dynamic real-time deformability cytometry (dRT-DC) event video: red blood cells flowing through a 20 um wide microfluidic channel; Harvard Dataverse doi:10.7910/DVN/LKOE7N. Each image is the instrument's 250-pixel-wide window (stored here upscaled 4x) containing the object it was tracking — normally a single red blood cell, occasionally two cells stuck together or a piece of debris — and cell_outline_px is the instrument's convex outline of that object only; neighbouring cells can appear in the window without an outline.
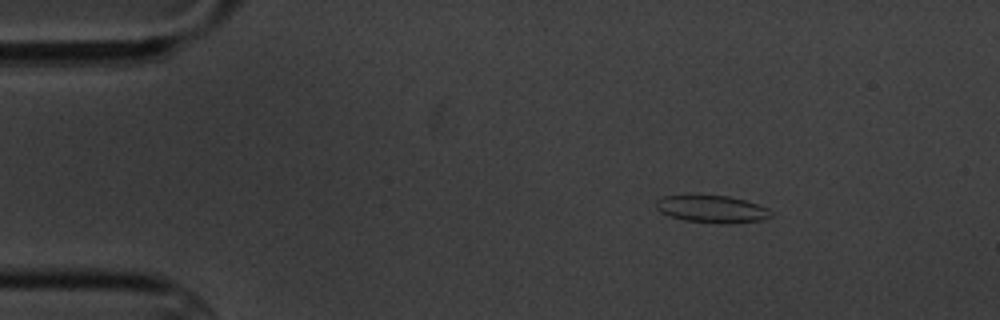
{"species": "common noctule bat (a hibernating species)", "species_latin": "Nyctalus noctula", "temperature_condition": "cold", "stored_images_in_passage": 8, "camera_frame_rate_fps": 3000, "um_per_image_px": 0.085, "animal": {"sex": "male", "body_mass_g": 20.1, "forearm_length_mm": 53.5}, "frame": {"image": 1, "passage_image": 2, "time_ms": 1.333, "image_size_px": [1000, 320], "cell_outline_px": [[772, 216], [760, 220], [688, 220], [672, 216], [660, 212], [656, 208], [656, 200], [664, 196], [728, 196], [744, 200], [768, 208], [772, 212]], "centroid_in_image_um": [60.48, 17.71], "position_along_channel_um": 24.5, "area_um2": 16.76}}
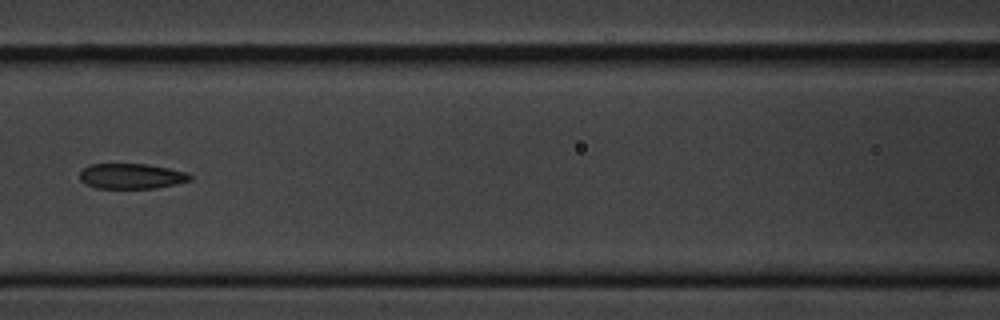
{"frame": {"image": 2, "passage_image": 7, "time_ms": 7.0, "image_size_px": [1000, 320], "cell_outline_px": [[192, 180], [176, 184], [152, 188], [96, 188], [84, 184], [80, 180], [80, 172], [88, 164], [144, 164], [168, 168], [188, 172], [192, 176]], "centroid_in_image_um": [11.16, 14.97], "position_along_channel_um": 155.4, "area_um2": 16.3}}
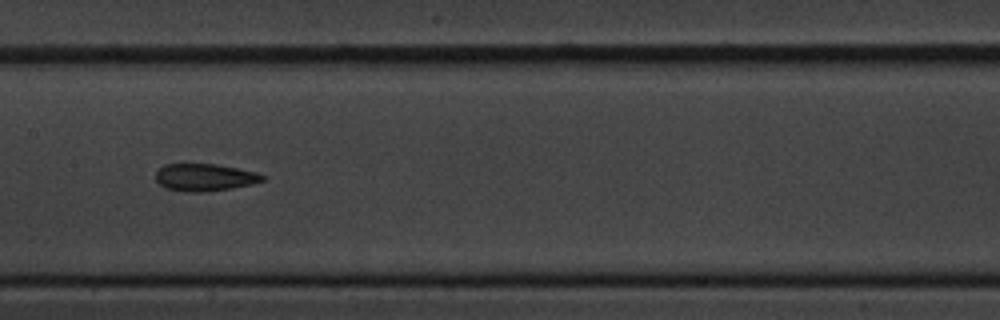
{"frame": {"image": 3, "passage_image": 8, "time_ms": 8.0, "image_size_px": [1000, 320], "cell_outline_px": [[264, 180], [252, 184], [232, 188], [204, 192], [192, 192], [168, 188], [160, 184], [156, 180], [156, 172], [164, 164], [216, 164], [256, 172], [264, 176]], "centroid_in_image_um": [17.4, 15.07], "position_along_channel_um": 190.0, "area_um2": 16.76}}